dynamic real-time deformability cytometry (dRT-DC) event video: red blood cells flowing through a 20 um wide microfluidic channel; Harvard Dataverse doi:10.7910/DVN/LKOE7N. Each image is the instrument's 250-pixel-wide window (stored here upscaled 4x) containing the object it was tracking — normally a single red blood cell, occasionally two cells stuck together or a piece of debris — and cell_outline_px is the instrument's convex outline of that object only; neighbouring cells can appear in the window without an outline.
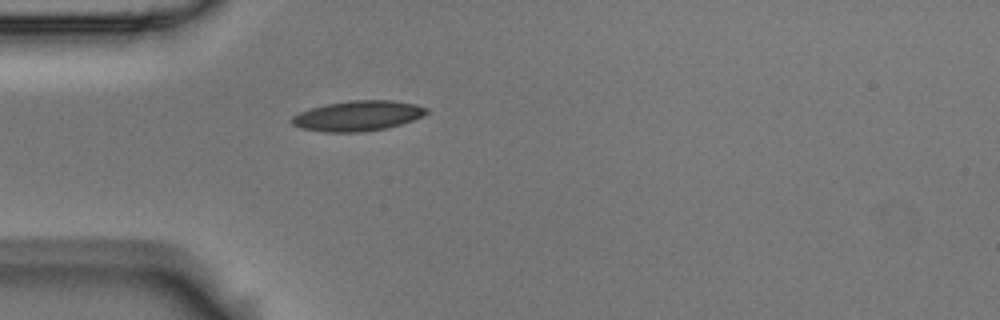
{"species": "Egyptian fruit bat (a non-hibernating species)", "species_latin": "Rousettus aegyptiacus", "temperature_condition": "room temperature", "stored_images_in_passage": 1, "camera_frame_rate_fps": 3000, "um_per_image_px": 0.085, "animal": {"sex": "male"}, "frame": {"image": 1, "passage_image": 1, "time_ms": 0.0, "image_size_px": [1000, 320], "cell_outline_px": [[428, 112], [412, 120], [388, 128], [364, 132], [324, 132], [300, 128], [292, 124], [288, 120], [292, 116], [300, 112], [312, 108], [328, 104], [352, 100], [392, 100], [416, 104], [428, 108]], "centroid_in_image_um": [30.39, 9.85], "position_along_channel_um": 54.6, "area_um2": 23.7}}